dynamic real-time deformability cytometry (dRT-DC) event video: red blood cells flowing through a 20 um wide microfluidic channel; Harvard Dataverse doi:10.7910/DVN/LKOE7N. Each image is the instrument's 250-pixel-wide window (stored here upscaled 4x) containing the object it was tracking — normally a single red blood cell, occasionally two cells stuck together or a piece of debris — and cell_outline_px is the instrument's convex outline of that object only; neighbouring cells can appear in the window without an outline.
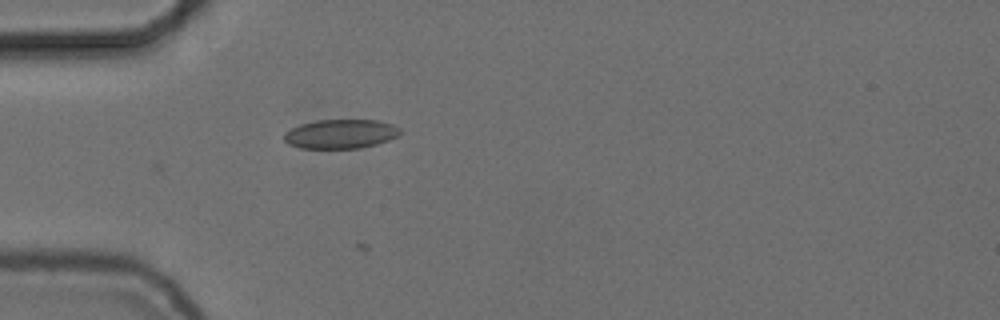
{"species": "common noctule bat (a hibernating species)", "species_latin": "Nyctalus noctula", "temperature_condition": "cold", "stored_images_in_passage": 26, "camera_frame_rate_fps": 3000, "um_per_image_px": 0.085, "animal": {"sex": "female", "body_mass_g": 24.6, "forearm_length_mm": 56.2}, "frame": {"image": 1, "passage_image": 2, "time_ms": 0.333, "image_size_px": [1000, 320], "cell_outline_px": [[400, 136], [376, 144], [360, 148], [300, 148], [288, 144], [284, 140], [284, 132], [300, 124], [316, 120], [376, 120], [392, 124], [400, 128]], "centroid_in_image_um": [28.95, 11.38], "position_along_channel_um": 56.1, "area_um2": 19.77}}
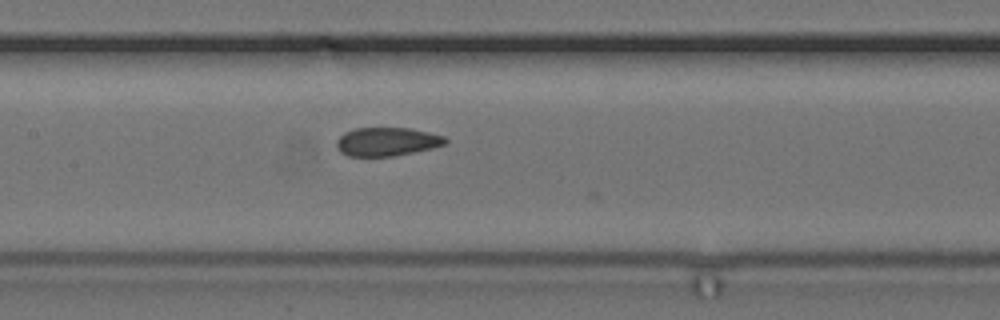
{"frame": {"image": 2, "passage_image": 12, "time_ms": 3.667, "image_size_px": [1000, 320], "cell_outline_px": [[448, 140], [444, 144], [432, 148], [396, 156], [348, 156], [340, 152], [336, 148], [336, 140], [344, 132], [356, 128], [412, 128], [444, 136]], "centroid_in_image_um": [32.86, 12.04], "position_along_channel_um": 174.5, "area_um2": 18.21}}
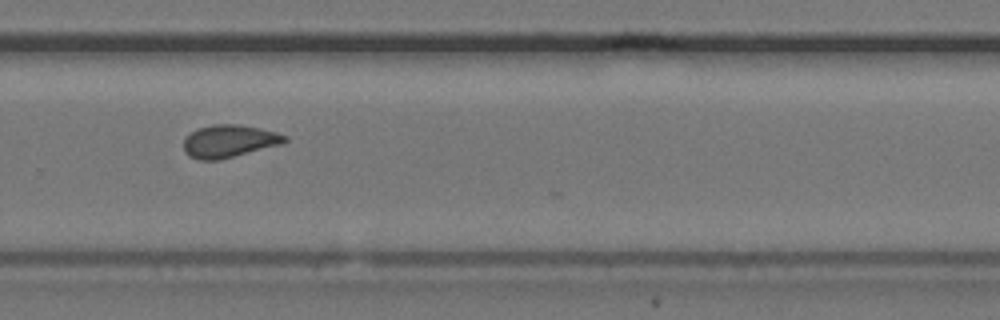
{"frame": {"image": 3, "passage_image": 23, "time_ms": 7.333, "image_size_px": [1000, 320], "cell_outline_px": [[288, 140], [280, 144], [220, 160], [200, 160], [188, 156], [184, 152], [184, 140], [196, 128], [212, 124], [236, 124], [276, 132], [288, 136]], "centroid_in_image_um": [19.44, 12.0], "position_along_channel_um": 310.4, "area_um2": 19.07}}